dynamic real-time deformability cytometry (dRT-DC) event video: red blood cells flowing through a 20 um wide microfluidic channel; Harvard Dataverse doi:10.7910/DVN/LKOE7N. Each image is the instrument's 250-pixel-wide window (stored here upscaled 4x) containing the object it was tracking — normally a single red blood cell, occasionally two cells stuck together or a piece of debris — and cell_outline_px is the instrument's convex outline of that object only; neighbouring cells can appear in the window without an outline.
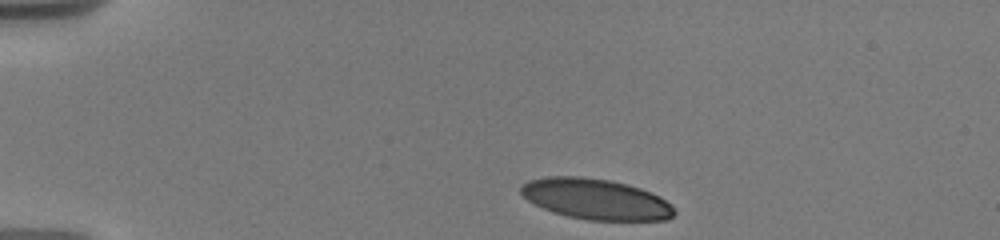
{"species": "human", "species_latin": "Homo sapiens", "temperature_condition": "warm", "stored_images_in_passage": 13, "camera_frame_rate_fps": 3000, "um_per_image_px": 0.085, "donor": {"sex": "male"}, "frame": {"image": 1, "passage_image": 1, "time_ms": 0.0, "image_size_px": [1000, 240], "cell_outline_px": [[676, 212], [668, 220], [588, 220], [568, 216], [552, 212], [528, 200], [520, 192], [520, 188], [528, 180], [548, 176], [580, 176], [608, 180], [628, 184], [652, 192], [660, 196], [672, 204]], "centroid_in_image_um": [50.68, 16.92], "position_along_channel_um": 34.3, "area_um2": 36.41}}
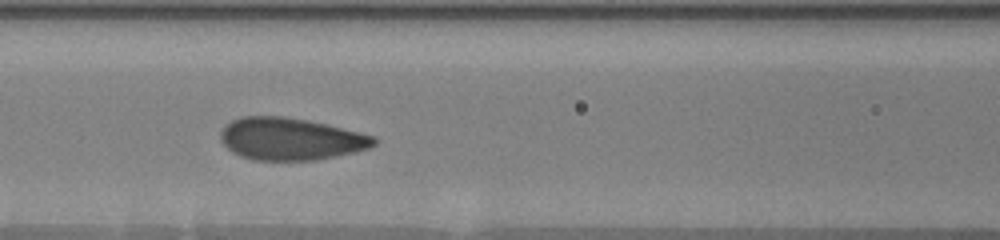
{"frame": {"image": 2, "passage_image": 10, "time_ms": 4.667, "image_size_px": [1000, 240], "cell_outline_px": [[376, 144], [368, 148], [356, 152], [316, 160], [252, 160], [240, 156], [232, 152], [220, 140], [220, 132], [224, 124], [240, 116], [284, 116], [308, 120], [376, 136]], "centroid_in_image_um": [24.67, 11.81], "position_along_channel_um": 141.9, "area_um2": 37.97}}
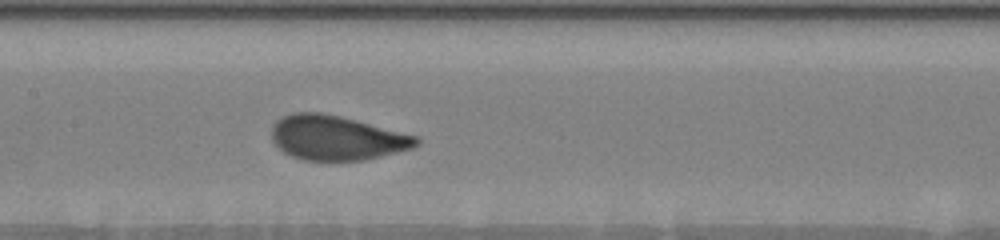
{"frame": {"image": 3, "passage_image": 13, "time_ms": 5.667, "image_size_px": [1000, 240], "cell_outline_px": [[420, 144], [412, 148], [364, 160], [304, 160], [292, 156], [284, 152], [272, 140], [272, 124], [276, 120], [292, 112], [320, 112], [340, 116], [420, 136]], "centroid_in_image_um": [28.63, 11.7], "position_along_channel_um": 178.8, "area_um2": 37.57}}